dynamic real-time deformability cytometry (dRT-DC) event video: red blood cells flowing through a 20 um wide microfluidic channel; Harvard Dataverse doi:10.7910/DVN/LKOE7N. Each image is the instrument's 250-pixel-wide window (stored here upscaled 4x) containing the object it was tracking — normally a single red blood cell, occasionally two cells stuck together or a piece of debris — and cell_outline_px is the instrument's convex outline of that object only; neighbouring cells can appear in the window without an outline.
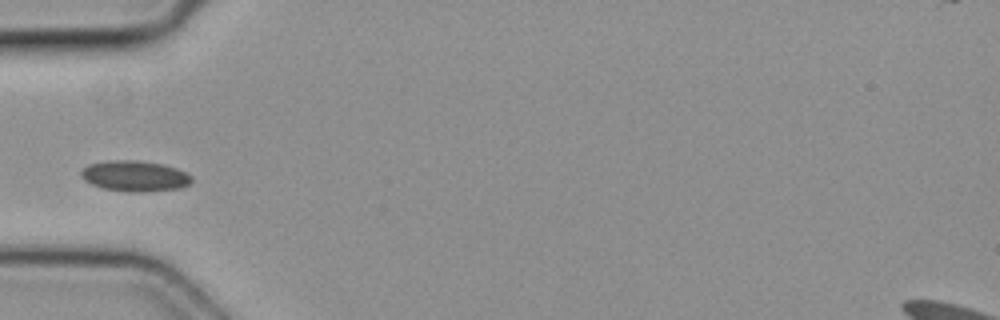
{"species": "common noctule bat (a hibernating species)", "species_latin": "Nyctalus noctula", "temperature_condition": "cold", "stored_images_in_passage": 6, "camera_frame_rate_fps": 3000, "um_per_image_px": 0.085, "animal": {"sex": "female", "body_mass_g": 19.3, "forearm_length_mm": 54.1}, "frame": {"image": 1, "passage_image": 6, "time_ms": 1.667, "image_size_px": [1000, 320], "cell_outline_px": [[192, 180], [188, 184], [180, 188], [140, 192], [132, 192], [104, 188], [92, 184], [84, 180], [80, 176], [80, 172], [88, 164], [112, 160], [136, 160], [164, 164], [176, 168], [192, 176]], "centroid_in_image_um": [11.45, 14.95], "position_along_channel_um": 73.6, "area_um2": 19.65}}